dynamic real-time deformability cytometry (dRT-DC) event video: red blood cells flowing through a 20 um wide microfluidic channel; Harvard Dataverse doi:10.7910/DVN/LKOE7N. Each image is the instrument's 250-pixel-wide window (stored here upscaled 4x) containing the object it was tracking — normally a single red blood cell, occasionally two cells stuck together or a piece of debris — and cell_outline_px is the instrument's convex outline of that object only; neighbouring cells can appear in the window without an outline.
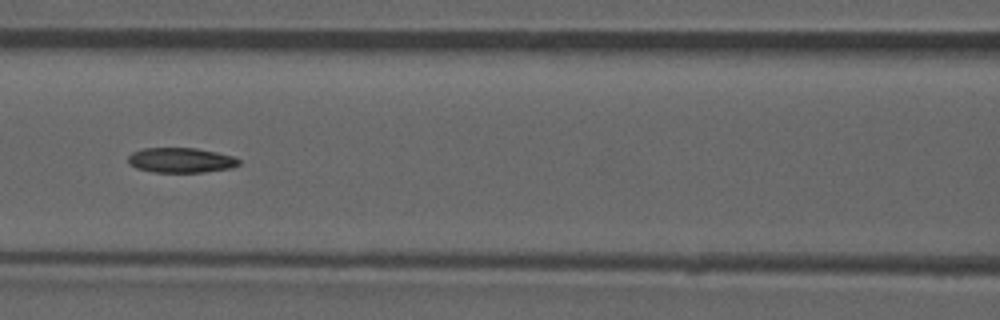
{"species": "common noctule bat (a hibernating species)", "species_latin": "Nyctalus noctula", "temperature_condition": "room temperature", "stored_images_in_passage": 36, "camera_frame_rate_fps": 3000, "um_per_image_px": 0.085, "animal": {"sex": "male", "forearm_length_mm": 52.5}, "frame": {"image": 1, "passage_image": 11, "time_ms": 3.333, "image_size_px": [1000, 320], "cell_outline_px": [[240, 164], [232, 168], [204, 172], [152, 172], [136, 168], [128, 164], [128, 156], [132, 152], [144, 148], [196, 148], [216, 152], [232, 156], [240, 160]], "centroid_in_image_um": [15.36, 13.62], "position_along_channel_um": 151.2, "area_um2": 16.18}}